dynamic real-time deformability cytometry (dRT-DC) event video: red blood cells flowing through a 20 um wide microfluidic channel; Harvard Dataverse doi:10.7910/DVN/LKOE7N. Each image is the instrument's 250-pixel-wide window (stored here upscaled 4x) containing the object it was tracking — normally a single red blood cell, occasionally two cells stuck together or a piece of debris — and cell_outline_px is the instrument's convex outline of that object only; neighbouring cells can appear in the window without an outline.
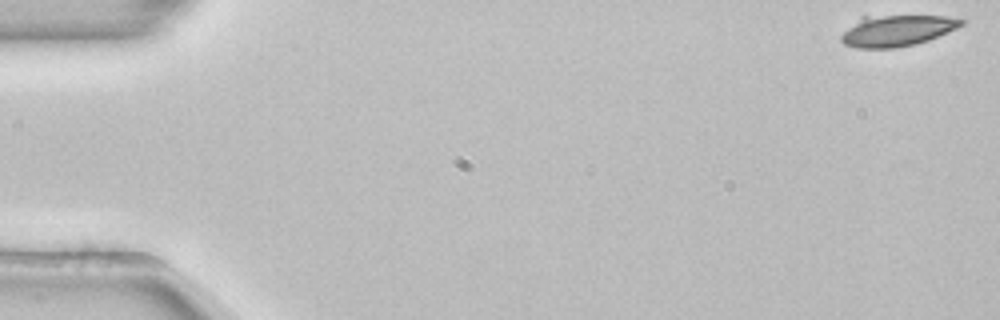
{"species": "common noctule bat (a hibernating species)", "species_latin": "Nyctalus noctula", "temperature_condition": "room temperature", "stored_images_in_passage": 53, "camera_frame_rate_fps": 3000, "um_per_image_px": 0.085, "animal": {"sex": "female", "body_mass_g": 22.7, "forearm_length_mm": 54.2}, "frame": {"image": 1, "passage_image": 1, "time_ms": 0.0, "image_size_px": [1000, 320], "cell_outline_px": [[968, 20], [964, 24], [948, 32], [928, 40], [916, 44], [896, 48], [856, 48], [844, 44], [840, 40], [840, 36], [860, 16], [944, 16]], "centroid_in_image_um": [76.23, 2.6], "position_along_channel_um": 8.8, "area_um2": 21.85}}
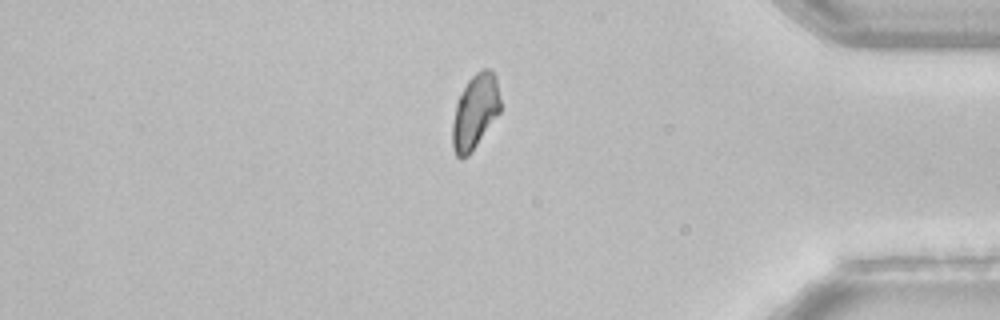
{"frame": {"image": 2, "passage_image": 45, "time_ms": 14.667, "image_size_px": [1000, 320], "cell_outline_px": [[500, 112], [472, 152], [468, 156], [460, 160], [456, 156], [452, 148], [452, 124], [456, 100], [468, 80], [476, 72], [484, 68], [488, 68], [496, 76], [500, 100]], "centroid_in_image_um": [40.36, 9.52], "position_along_channel_um": 394.8, "area_um2": 21.1}}
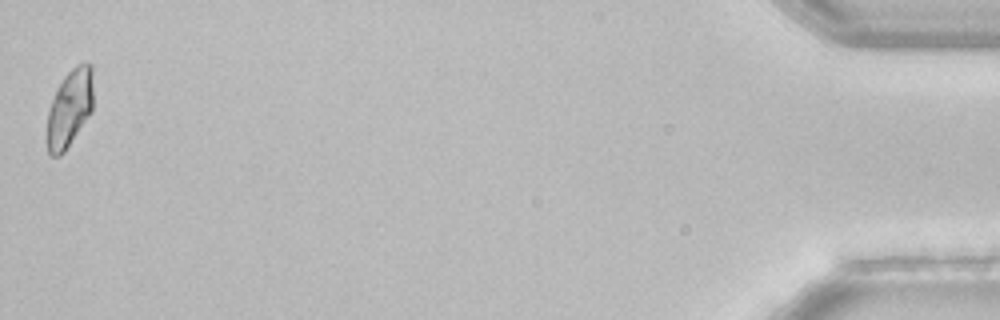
{"frame": {"image": 3, "passage_image": 53, "time_ms": 17.333, "image_size_px": [1000, 320], "cell_outline_px": [[92, 112], [64, 152], [60, 156], [52, 156], [48, 152], [44, 136], [48, 112], [52, 100], [64, 76], [76, 64], [92, 64]], "centroid_in_image_um": [5.88, 9.26], "position_along_channel_um": 429.3, "area_um2": 21.04}}